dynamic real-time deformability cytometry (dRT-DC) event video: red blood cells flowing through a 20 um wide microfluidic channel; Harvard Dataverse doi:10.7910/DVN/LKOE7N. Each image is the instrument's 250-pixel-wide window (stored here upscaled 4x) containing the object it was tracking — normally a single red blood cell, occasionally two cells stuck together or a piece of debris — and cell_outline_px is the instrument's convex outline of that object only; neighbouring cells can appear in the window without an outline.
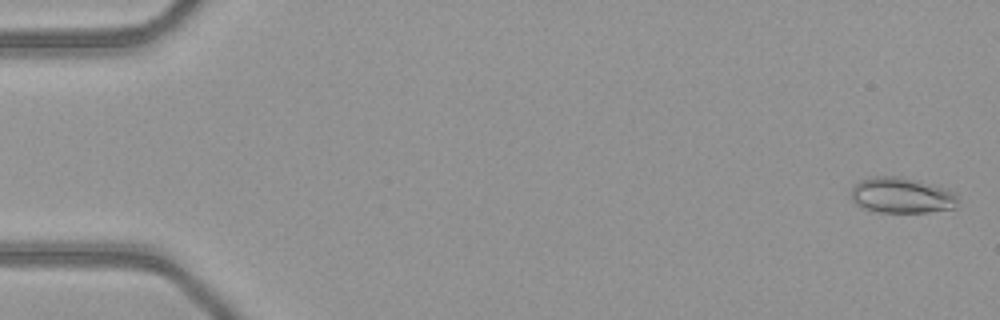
{"species": "common noctule bat (a hibernating species)", "species_latin": "Nyctalus noctula", "temperature_condition": "warm", "stored_images_in_passage": 51, "camera_frame_rate_fps": 3000, "um_per_image_px": 0.085, "animal": {"sex": "female", "body_mass_g": 21.9}, "frame": {"image": 1, "passage_image": 2, "time_ms": 0.333, "image_size_px": [1000, 320], "cell_outline_px": [[960, 200], [956, 208], [928, 212], [876, 212], [860, 208], [852, 200], [852, 188], [860, 180], [872, 176], [900, 176], [916, 180], [944, 188], [956, 192]], "centroid_in_image_um": [76.66, 16.61], "position_along_channel_um": 8.3, "area_um2": 22.48}}
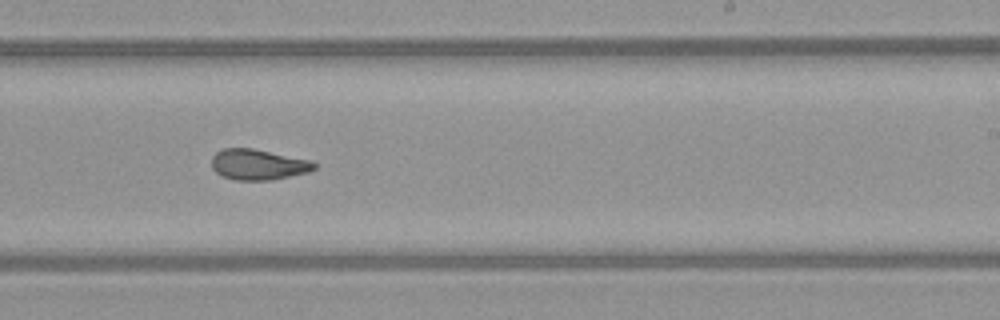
{"frame": {"image": 2, "passage_image": 32, "time_ms": 10.333, "image_size_px": [1000, 320], "cell_outline_px": [[316, 168], [308, 172], [272, 180], [236, 180], [224, 176], [216, 172], [212, 168], [212, 156], [216, 152], [224, 148], [252, 148], [312, 160], [316, 164]], "centroid_in_image_um": [21.96, 13.98], "position_along_channel_um": 267.0, "area_um2": 18.32}}
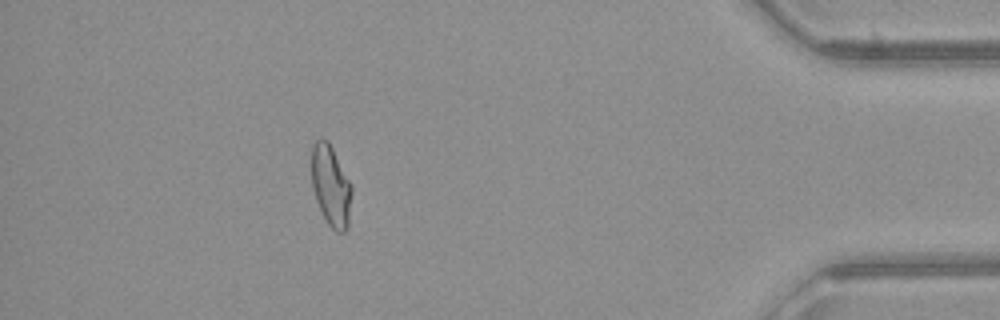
{"frame": {"image": 3, "passage_image": 46, "time_ms": 15.0, "image_size_px": [1000, 320], "cell_outline_px": [[352, 192], [348, 228], [344, 232], [336, 232], [328, 224], [316, 200], [312, 188], [312, 144], [320, 136], [328, 140], [352, 184]], "centroid_in_image_um": [28.13, 15.77], "position_along_channel_um": 407.1, "area_um2": 19.13}, "authors_computed_cell_mechanics": {"area_um2": 19.363, "velocity_mm_per_s": 4.1174, "shape_relaxation_time_tau1_ms": null, "shape_relaxation_time_tau2_ms": 2.1784, "deformation_change_tau1": null, "deformation_change_tau2": 0.0938}}